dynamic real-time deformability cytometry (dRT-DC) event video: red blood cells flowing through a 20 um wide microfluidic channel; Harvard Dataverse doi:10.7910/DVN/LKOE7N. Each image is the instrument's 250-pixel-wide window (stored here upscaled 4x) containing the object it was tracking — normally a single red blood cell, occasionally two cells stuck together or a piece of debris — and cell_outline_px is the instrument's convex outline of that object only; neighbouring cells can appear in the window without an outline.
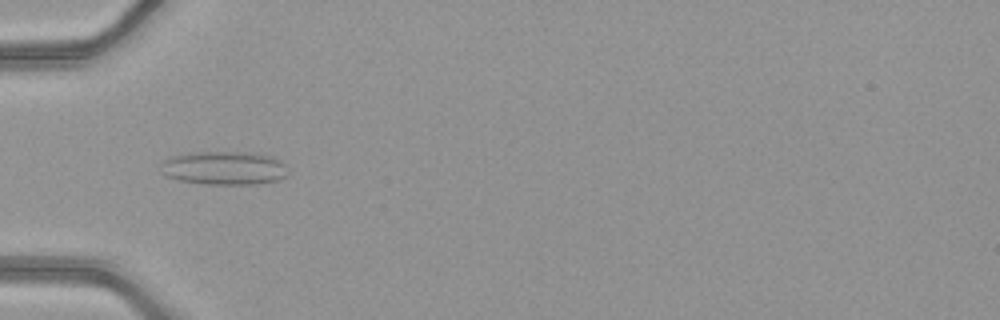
{"species": "common noctule bat (a hibernating species)", "species_latin": "Nyctalus noctula", "temperature_condition": "warm", "stored_images_in_passage": 48, "camera_frame_rate_fps": 3000, "um_per_image_px": 0.085, "animal": {"sex": "female", "body_mass_g": 21.9}, "frame": {"image": 1, "passage_image": 16, "time_ms": 5.0, "image_size_px": [1000, 320], "cell_outline_px": [[288, 172], [280, 180], [256, 184], [204, 184], [180, 180], [164, 176], [160, 172], [160, 164], [168, 156], [188, 152], [252, 152], [272, 156], [280, 160], [284, 164]], "centroid_in_image_um": [19.0, 14.27], "position_along_channel_um": 66.0, "area_um2": 25.32}}
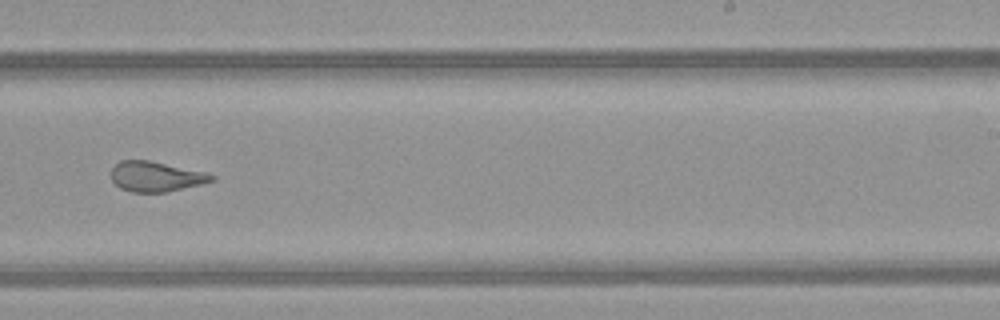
{"frame": {"image": 2, "passage_image": 31, "time_ms": 10.0, "image_size_px": [1000, 320], "cell_outline_px": [[216, 180], [200, 184], [164, 192], [132, 192], [120, 188], [112, 180], [112, 168], [120, 160], [148, 160], [204, 172], [216, 176]], "centroid_in_image_um": [13.24, 15.0], "position_along_channel_um": 275.8, "area_um2": 17.34}}
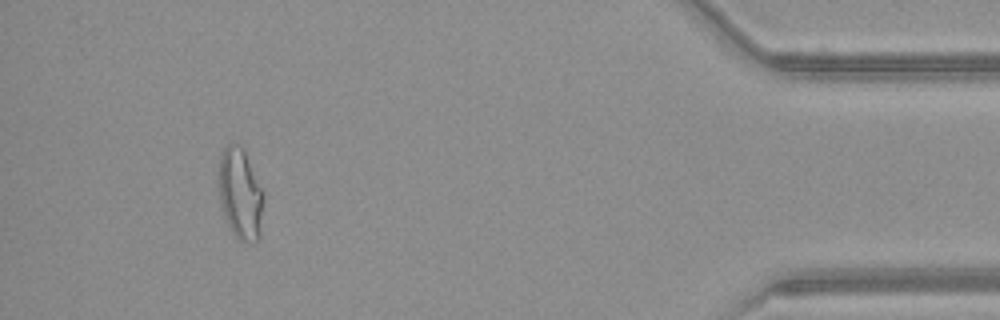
{"frame": {"image": 3, "passage_image": 45, "time_ms": 14.667, "image_size_px": [1000, 320], "cell_outline_px": [[264, 196], [260, 236], [256, 244], [248, 244], [240, 240], [228, 228], [224, 216], [220, 200], [220, 156], [224, 148], [232, 140], [240, 144], [244, 148], [264, 192]], "centroid_in_image_um": [20.46, 16.49], "position_along_channel_um": 414.7, "area_um2": 24.28}, "authors_computed_cell_mechanics": {"area_um2": 22.0796, "velocity_mm_per_s": 4.2187, "shape_relaxation_time_tau1_ms": null, "shape_relaxation_time_tau2_ms": 0.9345, "deformation_change_tau1": null, "deformation_change_tau2": 0.0856}}